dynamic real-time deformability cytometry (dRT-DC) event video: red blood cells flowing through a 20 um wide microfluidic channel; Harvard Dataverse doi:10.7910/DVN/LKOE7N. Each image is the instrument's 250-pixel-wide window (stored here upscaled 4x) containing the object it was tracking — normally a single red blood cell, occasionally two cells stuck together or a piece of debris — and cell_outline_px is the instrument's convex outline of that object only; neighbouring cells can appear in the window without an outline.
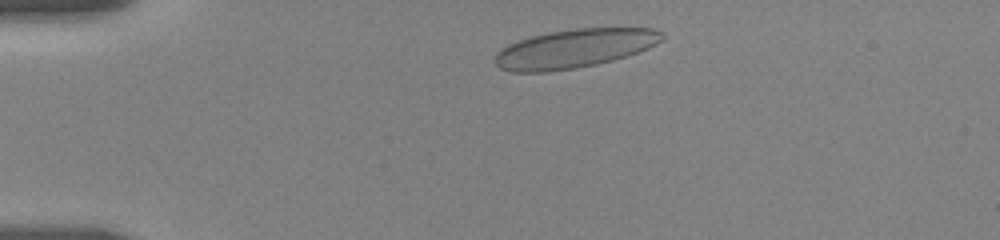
{"species": "human", "species_latin": "Homo sapiens", "temperature_condition": "room temperature", "stored_images_in_passage": 29, "camera_frame_rate_fps": 3000, "um_per_image_px": 0.085, "donor": {"sex": "female"}, "frame": {"image": 1, "passage_image": 3, "time_ms": 1.0, "image_size_px": [1000, 240], "cell_outline_px": [[664, 36], [656, 44], [648, 48], [612, 60], [596, 64], [576, 68], [548, 72], [512, 72], [500, 68], [496, 64], [496, 52], [500, 48], [508, 44], [532, 36], [548, 32], [576, 28], [652, 28], [664, 32]], "centroid_in_image_um": [48.8, 4.12], "position_along_channel_um": 36.2, "area_um2": 37.57}}
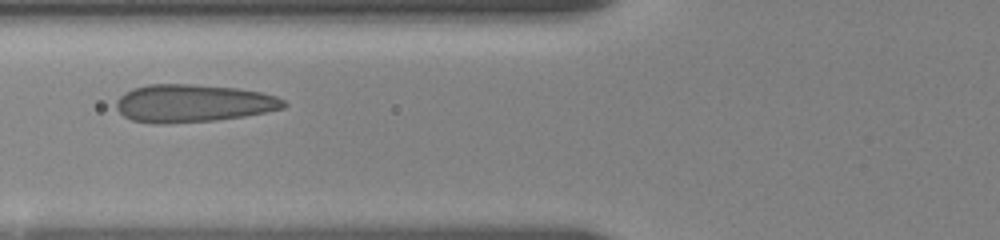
{"frame": {"image": 2, "passage_image": 18, "time_ms": 4.333, "image_size_px": [1000, 240], "cell_outline_px": [[288, 104], [284, 108], [244, 116], [216, 120], [164, 124], [152, 124], [132, 120], [124, 116], [116, 108], [116, 100], [124, 92], [132, 88], [148, 84], [192, 84], [236, 88], [260, 92], [276, 96], [284, 100]], "centroid_in_image_um": [16.37, 8.78], "position_along_channel_um": 109.4, "area_um2": 36.99}}
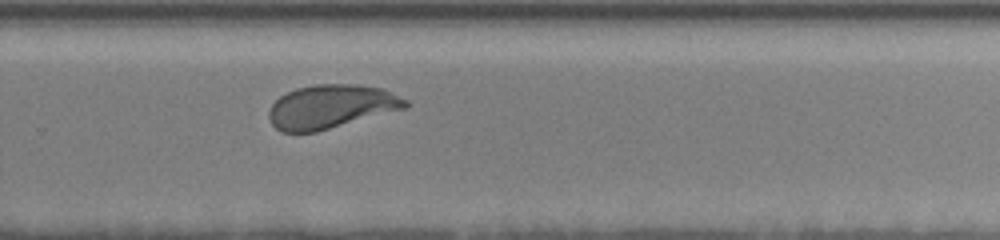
{"frame": {"image": 3, "passage_image": 29, "time_ms": 9.667, "image_size_px": [1000, 240], "cell_outline_px": [[408, 108], [316, 132], [280, 132], [272, 124], [268, 116], [268, 112], [272, 104], [280, 96], [296, 88], [316, 84], [356, 84], [380, 88], [392, 92], [408, 100]], "centroid_in_image_um": [28.15, 9.06], "position_along_channel_um": 301.6, "area_um2": 34.91}}